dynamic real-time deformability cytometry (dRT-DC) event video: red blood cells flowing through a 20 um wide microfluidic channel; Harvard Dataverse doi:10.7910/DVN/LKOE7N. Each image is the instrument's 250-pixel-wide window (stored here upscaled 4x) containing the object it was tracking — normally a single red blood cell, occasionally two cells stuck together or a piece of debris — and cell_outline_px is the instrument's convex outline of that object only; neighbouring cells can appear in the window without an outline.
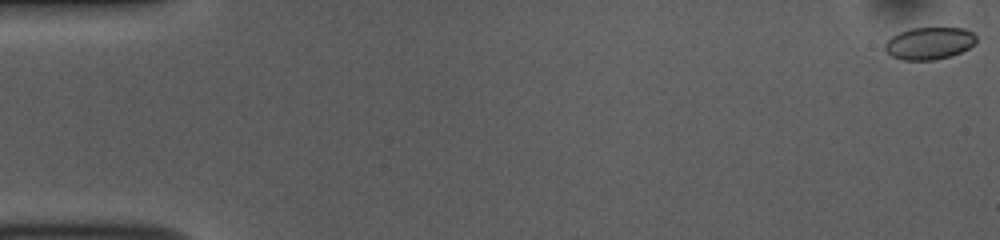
{"species": "common noctule bat (a hibernating species)", "species_latin": "Nyctalus noctula", "temperature_condition": "room temperature", "stored_images_in_passage": 54, "camera_frame_rate_fps": 3000, "um_per_image_px": 0.085, "animal": {"sex": "female", "body_mass_g": 10.0, "forearm_length_mm": 53.1}, "frame": {"image": 1, "passage_image": 1, "time_ms": 0.0, "image_size_px": [1000, 240], "cell_outline_px": [[976, 40], [968, 48], [952, 56], [932, 60], [904, 60], [892, 56], [884, 48], [884, 44], [892, 36], [900, 32], [912, 28], [964, 28], [972, 32], [976, 36]], "centroid_in_image_um": [78.98, 3.68], "position_along_channel_um": 6.0, "area_um2": 16.99}}
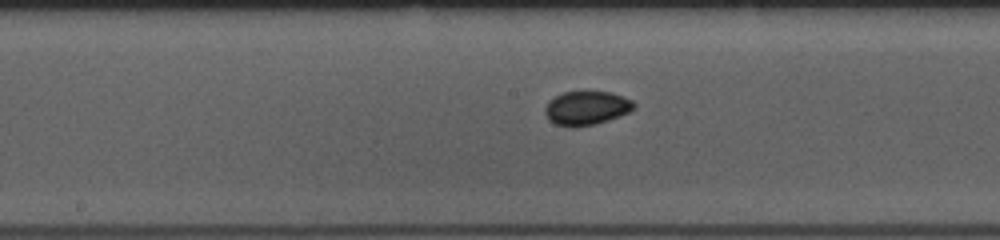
{"frame": {"image": 2, "passage_image": 28, "time_ms": 9.0, "image_size_px": [1000, 240], "cell_outline_px": [[636, 108], [628, 112], [608, 120], [596, 124], [576, 128], [572, 128], [556, 124], [548, 120], [544, 112], [544, 108], [548, 100], [564, 92], [612, 92], [632, 100], [636, 104]], "centroid_in_image_um": [49.83, 9.2], "position_along_channel_um": 198.4, "area_um2": 17.74}}
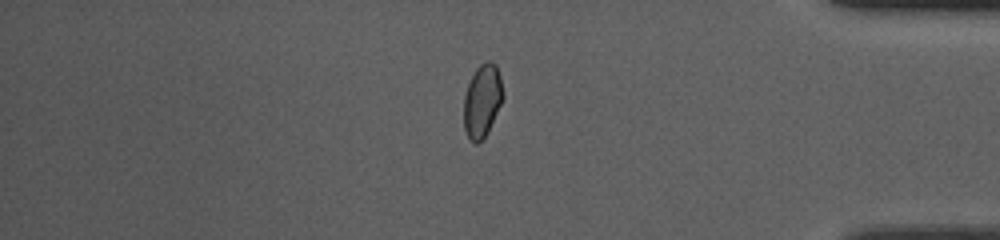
{"frame": {"image": 3, "passage_image": 46, "time_ms": 15.0, "image_size_px": [1000, 240], "cell_outline_px": [[504, 96], [488, 132], [476, 144], [468, 136], [464, 128], [464, 96], [468, 84], [476, 68], [480, 64], [488, 60], [492, 60], [496, 64], [500, 76], [504, 92]], "centroid_in_image_um": [41.0, 8.52], "position_along_channel_um": 394.2, "area_um2": 16.59}, "authors_computed_cell_mechanics": {"area_um2": 17.1666, "velocity_mm_per_s": 3.7297, "shape_relaxation_time_tau1_ms": 10.4639, "shape_relaxation_time_tau2_ms": 2.7923, "deformation_change_tau1": 0.0867, "deformation_change_tau2": 0.043}}